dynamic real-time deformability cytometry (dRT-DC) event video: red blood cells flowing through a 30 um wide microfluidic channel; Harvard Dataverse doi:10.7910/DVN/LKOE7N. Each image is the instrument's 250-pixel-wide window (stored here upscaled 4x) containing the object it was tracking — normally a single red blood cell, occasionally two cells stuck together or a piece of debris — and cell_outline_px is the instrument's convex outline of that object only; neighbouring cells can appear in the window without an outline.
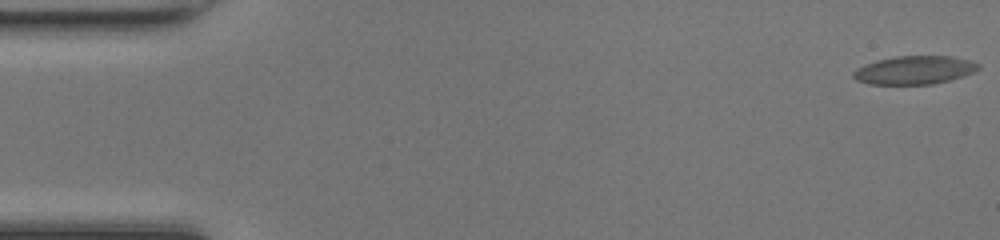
{"species": "common noctule bat (a hibernating species)", "species_latin": "Nyctalus noctula", "temperature_condition": "room temperature", "stored_images_in_passage": 49, "camera_frame_rate_fps": 3000, "um_per_image_px": 0.085, "animal": {"sex": "female", "body_mass_g": 17.0, "forearm_length_mm": 48.0}, "frame": {"image": 1, "passage_image": 1, "time_ms": 0.0, "image_size_px": [1000, 240], "cell_outline_px": [[980, 68], [964, 76], [932, 84], [868, 84], [856, 80], [852, 76], [852, 72], [856, 68], [876, 60], [896, 56], [952, 56], [968, 60], [980, 64]], "centroid_in_image_um": [77.7, 5.95], "position_along_channel_um": 7.3, "area_um2": 20.63}}
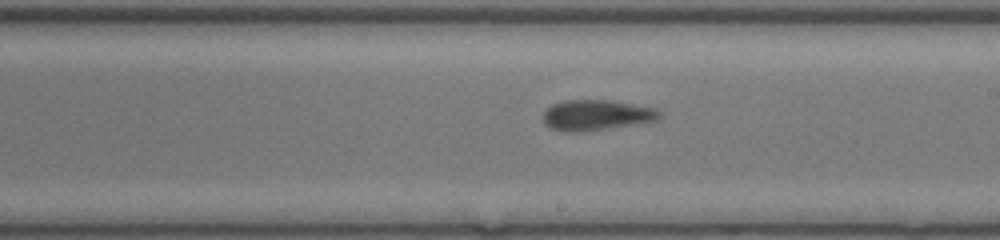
{"frame": {"image": 2, "passage_image": 28, "time_ms": 9.0, "image_size_px": [1000, 240], "cell_outline_px": [[660, 116], [656, 120], [584, 132], [564, 132], [548, 128], [544, 124], [544, 112], [552, 104], [564, 100], [608, 100], [652, 108], [660, 112]], "centroid_in_image_um": [50.59, 9.8], "position_along_channel_um": 238.4, "area_um2": 20.4}}
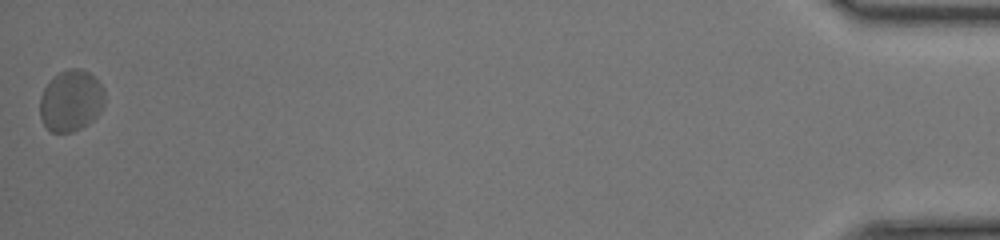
{"frame": {"image": 3, "passage_image": 49, "time_ms": 16.0, "image_size_px": [1000, 240], "cell_outline_px": [[104, 108], [88, 124], [72, 132], [52, 132], [44, 124], [40, 116], [40, 96], [44, 88], [60, 72], [68, 68], [80, 68], [88, 72], [104, 88]], "centroid_in_image_um": [6.04, 8.57], "position_along_channel_um": 429.2, "area_um2": 23.0}, "authors_computed_cell_mechanics": {"area_um2": 20.808, "velocity_mm_per_s": 4.234, "shape_relaxation_time_tau1_ms": 3.4951, "shape_relaxation_time_tau2_ms": 1.4035, "deformation_change_tau1": 0.0735, "deformation_change_tau2": 0.0725}}